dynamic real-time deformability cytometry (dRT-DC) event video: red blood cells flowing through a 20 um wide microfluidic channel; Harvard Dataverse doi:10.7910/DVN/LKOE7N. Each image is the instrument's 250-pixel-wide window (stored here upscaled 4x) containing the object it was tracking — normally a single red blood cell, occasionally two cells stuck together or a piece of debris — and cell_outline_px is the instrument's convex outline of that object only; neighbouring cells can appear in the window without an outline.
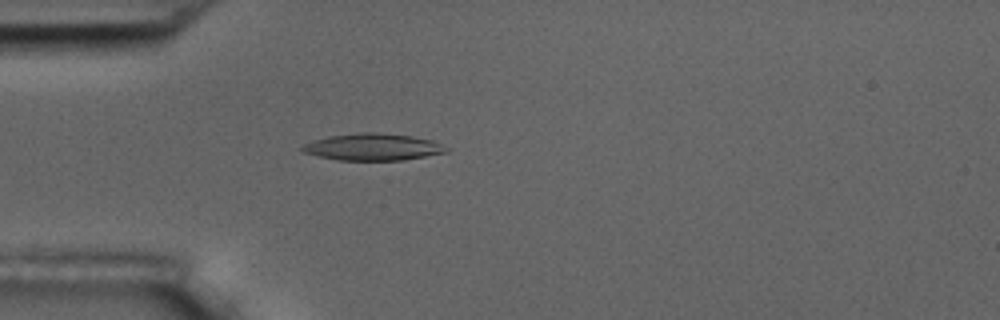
{"species": "common noctule bat (a hibernating species)", "species_latin": "Nyctalus noctula", "temperature_condition": "room temperature", "stored_images_in_passage": 55, "camera_frame_rate_fps": 3000, "um_per_image_px": 0.085, "animal": {"sex": "male", "body_mass_g": 17.5, "forearm_length_mm": 52.3}, "frame": {"image": 1, "passage_image": 15, "time_ms": 4.667, "image_size_px": [1000, 320], "cell_outline_px": [[448, 152], [404, 160], [336, 160], [304, 152], [300, 148], [304, 144], [312, 140], [328, 136], [364, 132], [376, 132], [412, 136], [432, 140], [448, 148]], "centroid_in_image_um": [31.69, 12.49], "position_along_channel_um": 53.3, "area_um2": 22.48}}
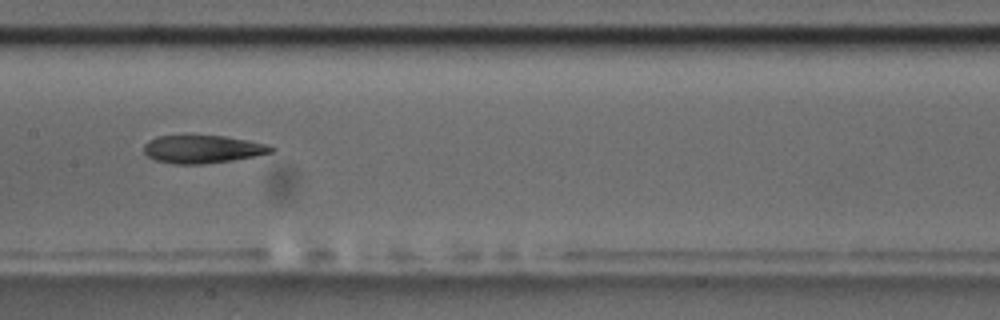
{"frame": {"image": 2, "passage_image": 27, "time_ms": 8.667, "image_size_px": [1000, 320], "cell_outline_px": [[276, 148], [272, 152], [232, 160], [204, 164], [176, 164], [156, 160], [148, 156], [144, 152], [144, 144], [148, 140], [156, 136], [184, 132], [224, 136], [248, 140], [264, 144]], "centroid_in_image_um": [17.13, 12.62], "position_along_channel_um": 190.3, "area_um2": 21.44}}
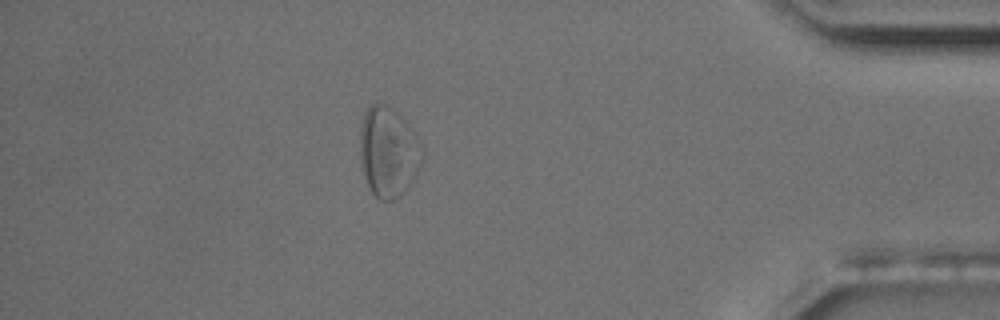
{"frame": {"image": 3, "passage_image": 48, "time_ms": 15.667, "image_size_px": [1000, 320], "cell_outline_px": [[424, 160], [420, 168], [408, 188], [392, 200], [380, 200], [372, 192], [364, 176], [360, 156], [360, 124], [364, 112], [376, 100], [388, 104], [412, 128], [420, 140], [424, 148]], "centroid_in_image_um": [33.03, 12.87], "position_along_channel_um": 402.2, "area_um2": 33.23}, "authors_computed_cell_mechanics": {"area_um2": 22.7732, "velocity_mm_per_s": 3.6191, "shape_relaxation_time_tau1_ms": 4.8625, "shape_relaxation_time_tau2_ms": 3.4897, "deformation_change_tau1": 0.1445, "deformation_change_tau2": 0.1326}}